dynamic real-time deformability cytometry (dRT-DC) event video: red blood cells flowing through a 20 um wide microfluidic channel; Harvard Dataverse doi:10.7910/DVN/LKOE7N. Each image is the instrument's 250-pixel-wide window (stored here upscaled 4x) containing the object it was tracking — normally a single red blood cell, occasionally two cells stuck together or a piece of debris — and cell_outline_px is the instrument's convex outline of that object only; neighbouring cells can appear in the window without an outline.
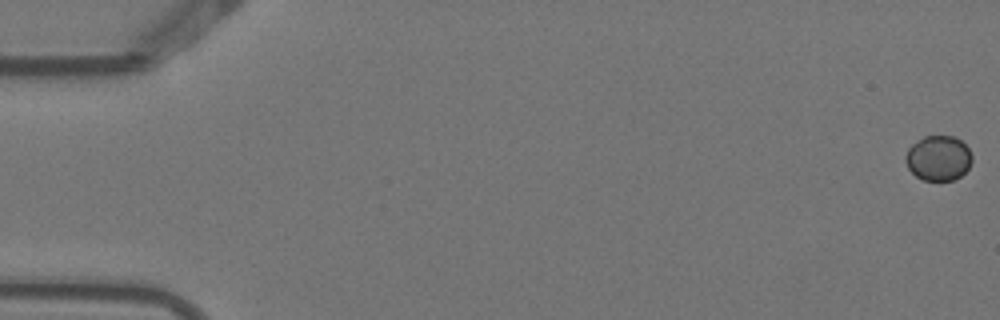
{"species": "Egyptian fruit bat (a non-hibernating species)", "species_latin": "Rousettus aegyptiacus", "temperature_condition": "warm", "stored_images_in_passage": 5, "camera_frame_rate_fps": 3000, "um_per_image_px": 0.085, "animal": {"sex": "female"}, "frame": {"image": 1, "passage_image": 1, "time_ms": 0.0, "image_size_px": [1000, 320], "cell_outline_px": [[972, 160], [968, 168], [960, 176], [952, 180], [924, 180], [916, 176], [908, 168], [904, 160], [904, 156], [908, 148], [916, 140], [924, 136], [956, 136], [968, 148], [972, 156]], "centroid_in_image_um": [79.74, 13.42], "position_along_channel_um": 5.3, "area_um2": 17.51}}